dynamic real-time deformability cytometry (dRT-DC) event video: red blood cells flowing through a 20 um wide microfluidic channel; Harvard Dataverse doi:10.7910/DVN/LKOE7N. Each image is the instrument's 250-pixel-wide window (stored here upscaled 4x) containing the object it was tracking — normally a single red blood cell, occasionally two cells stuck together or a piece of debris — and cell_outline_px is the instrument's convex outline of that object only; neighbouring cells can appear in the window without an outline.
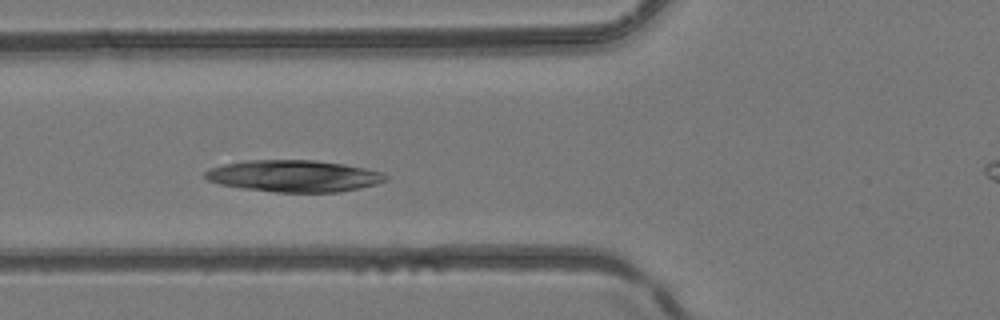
{"species": "common noctule bat (a hibernating species)", "species_latin": "Nyctalus noctula", "temperature_condition": "room temperature", "stored_images_in_passage": 3, "camera_frame_rate_fps": 3000, "um_per_image_px": 0.085, "animal": {"sex": "female", "body_mass_g": 24.6, "forearm_length_mm": 56.2}, "frame": {"image": 1, "passage_image": 3, "time_ms": 0.667, "image_size_px": [1000, 320], "cell_outline_px": [[388, 180], [376, 184], [360, 188], [340, 192], [276, 192], [244, 188], [220, 184], [208, 180], [204, 176], [204, 172], [208, 168], [224, 164], [248, 160], [316, 160], [344, 164], [384, 172], [388, 176]], "centroid_in_image_um": [25.01, 14.95], "position_along_channel_um": 100.8, "area_um2": 33.47}}